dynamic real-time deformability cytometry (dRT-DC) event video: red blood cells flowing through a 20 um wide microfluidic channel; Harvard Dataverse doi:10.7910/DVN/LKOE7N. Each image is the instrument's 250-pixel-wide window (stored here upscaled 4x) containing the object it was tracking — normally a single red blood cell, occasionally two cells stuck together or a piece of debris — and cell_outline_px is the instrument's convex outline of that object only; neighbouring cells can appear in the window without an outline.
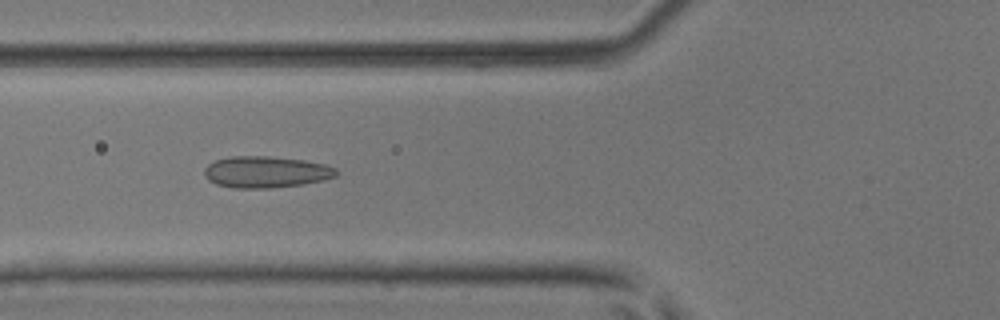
{"species": "common noctule bat (a hibernating species)", "species_latin": "Nyctalus noctula", "temperature_condition": "room temperature", "stored_images_in_passage": 7, "camera_frame_rate_fps": 3000, "um_per_image_px": 0.085, "animal": {"sex": "male", "body_mass_g": 17.9, "forearm_length_mm": 54.2}, "frame": {"image": 1, "passage_image": 5, "time_ms": 1.333, "image_size_px": [1000, 320], "cell_outline_px": [[336, 176], [324, 180], [300, 184], [272, 188], [232, 188], [216, 184], [208, 180], [204, 176], [204, 168], [208, 164], [216, 160], [232, 156], [268, 156], [304, 160], [324, 164], [336, 168]], "centroid_in_image_um": [22.57, 14.62], "position_along_channel_um": 103.2, "area_um2": 24.22}}
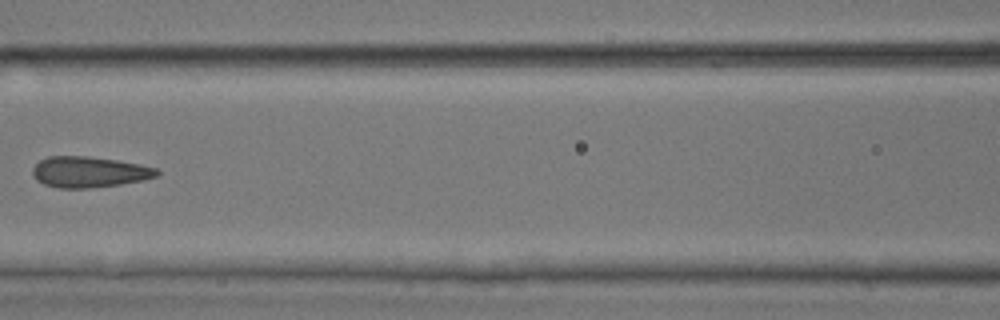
{"frame": {"image": 2, "passage_image": 6, "time_ms": 1.667, "image_size_px": [1000, 320], "cell_outline_px": [[160, 172], [156, 176], [144, 180], [120, 184], [88, 188], [60, 188], [44, 184], [36, 180], [32, 176], [32, 168], [40, 160], [48, 156], [88, 156], [116, 160], [140, 164], [156, 168]], "centroid_in_image_um": [7.55, 14.61], "position_along_channel_um": 159.0, "area_um2": 22.37}}
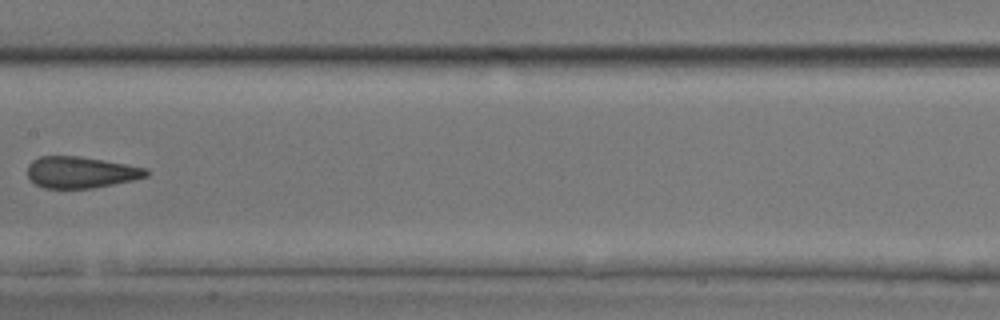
{"frame": {"image": 3, "passage_image": 7, "time_ms": 2.0, "image_size_px": [1000, 320], "cell_outline_px": [[148, 176], [132, 180], [92, 188], [44, 188], [36, 184], [28, 176], [28, 164], [32, 160], [40, 156], [80, 156], [148, 168]], "centroid_in_image_um": [6.86, 14.64], "position_along_channel_um": 200.5, "area_um2": 21.62}}